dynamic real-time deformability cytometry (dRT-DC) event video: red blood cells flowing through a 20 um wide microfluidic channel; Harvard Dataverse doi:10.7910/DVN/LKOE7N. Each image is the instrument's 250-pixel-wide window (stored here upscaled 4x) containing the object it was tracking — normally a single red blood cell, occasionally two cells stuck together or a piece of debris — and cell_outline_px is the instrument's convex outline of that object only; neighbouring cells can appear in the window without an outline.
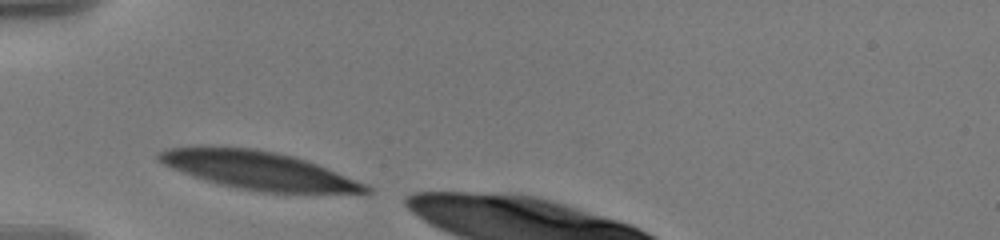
{"species": "human", "species_latin": "Homo sapiens", "temperature_condition": "warm", "stored_images_in_passage": 39, "camera_frame_rate_fps": 3000, "um_per_image_px": 0.085, "donor": {"sex": "male"}, "frame": {"image": 1, "passage_image": 1, "time_ms": 0.0, "image_size_px": [1000, 240], "cell_outline_px": [[372, 192], [368, 196], [264, 192], [236, 188], [208, 180], [172, 168], [164, 164], [156, 156], [156, 152], [168, 148], [192, 144], [204, 144], [256, 148], [276, 152], [292, 156], [316, 164], [368, 184], [372, 188]], "centroid_in_image_um": [22.09, 14.49], "position_along_channel_um": 62.9, "area_um2": 47.51}}
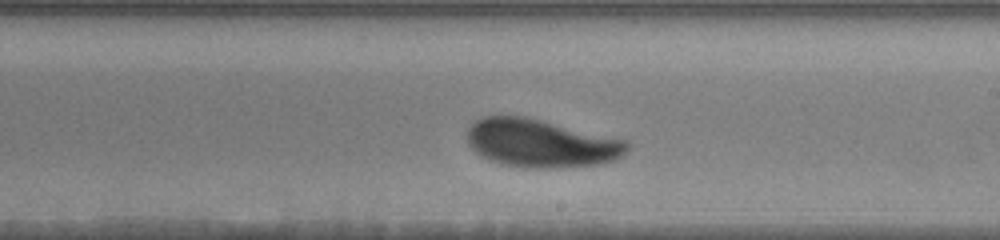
{"frame": {"image": 2, "passage_image": 21, "time_ms": 5.333, "image_size_px": [1000, 240], "cell_outline_px": [[632, 144], [620, 156], [612, 160], [600, 164], [552, 168], [524, 168], [500, 164], [488, 160], [476, 152], [468, 144], [468, 128], [480, 116], [524, 116], [624, 140]], "centroid_in_image_um": [45.92, 12.19], "position_along_channel_um": 243.1, "area_um2": 44.51}}
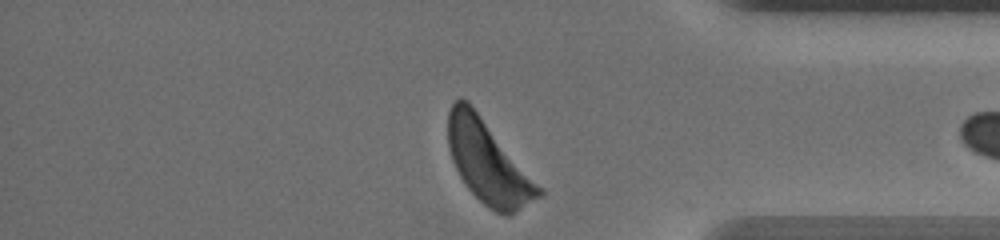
{"frame": {"image": 3, "passage_image": 38, "time_ms": 10.0, "image_size_px": [1000, 240], "cell_outline_px": [[544, 192], [540, 196], [516, 212], [508, 216], [496, 212], [488, 208], [468, 188], [460, 176], [452, 160], [448, 148], [448, 112], [452, 104], [460, 96], [468, 100], [472, 104], [544, 188]], "centroid_in_image_um": [41.51, 13.77], "position_along_channel_um": 393.7, "area_um2": 43.87}, "authors_computed_cell_mechanics": {"area_um2": 44.9106, "velocity_mm_per_s": 3.5029, "shape_relaxation_time_tau1_ms": 2.5659, "shape_relaxation_time_tau2_ms": null, "deformation_change_tau1": 0.1459, "deformation_change_tau2": null}}